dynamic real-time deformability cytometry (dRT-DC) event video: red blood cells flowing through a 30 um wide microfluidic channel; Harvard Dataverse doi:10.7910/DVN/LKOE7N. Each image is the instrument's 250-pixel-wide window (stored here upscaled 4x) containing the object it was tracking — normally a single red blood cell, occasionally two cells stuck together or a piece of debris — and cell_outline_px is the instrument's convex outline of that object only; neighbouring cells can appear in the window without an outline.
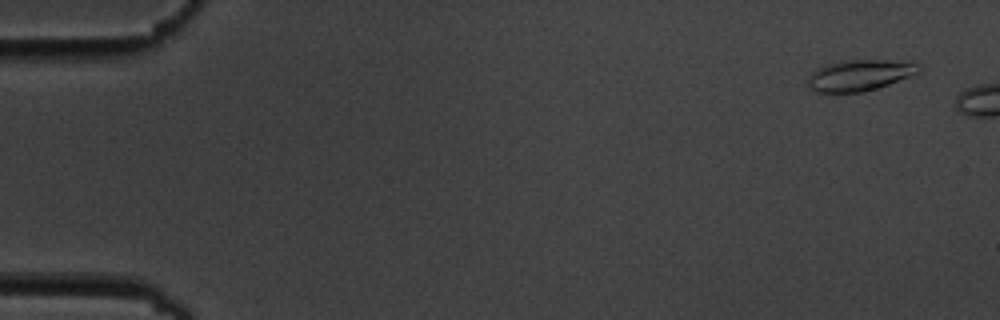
{"species": "common noctule bat (a hibernating species)", "species_latin": "Nyctalus noctula", "temperature_condition": "cold", "stored_images_in_passage": 2, "camera_frame_rate_fps": 3000, "um_per_image_px": 0.085, "animal": {"sex": "male", "body_mass_g": 19.5, "forearm_length_mm": 54.6}, "frame": {"image": 1, "passage_image": 1, "time_ms": 0.0, "image_size_px": [1000, 320], "cell_outline_px": [[920, 72], [912, 76], [876, 88], [860, 92], [816, 92], [808, 84], [808, 76], [816, 68], [828, 64], [848, 60], [912, 60], [920, 68]], "centroid_in_image_um": [73.12, 6.38], "position_along_channel_um": 11.9, "area_um2": 20.06}}